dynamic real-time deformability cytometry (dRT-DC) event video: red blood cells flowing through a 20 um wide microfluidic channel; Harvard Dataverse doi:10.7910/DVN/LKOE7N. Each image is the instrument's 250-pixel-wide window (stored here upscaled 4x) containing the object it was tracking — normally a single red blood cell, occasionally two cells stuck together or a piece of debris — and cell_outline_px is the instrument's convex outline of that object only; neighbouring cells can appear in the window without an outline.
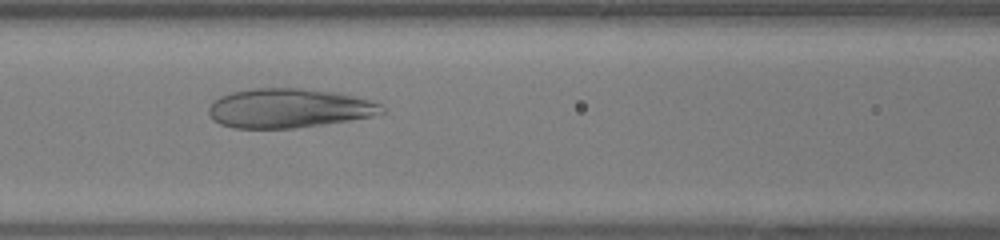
{"species": "human", "species_latin": "Homo sapiens", "temperature_condition": "warm", "stored_images_in_passage": 50, "camera_frame_rate_fps": 3000, "um_per_image_px": 0.085, "donor": {"sex": "female"}, "frame": {"image": 1, "passage_image": 20, "time_ms": 6.333, "image_size_px": [1000, 240], "cell_outline_px": [[384, 112], [372, 116], [348, 120], [296, 128], [236, 128], [220, 124], [212, 120], [208, 112], [208, 108], [220, 96], [232, 92], [252, 88], [300, 88], [332, 92], [372, 100], [380, 104]], "centroid_in_image_um": [24.51, 9.2], "position_along_channel_um": 142.1, "area_um2": 39.3}}
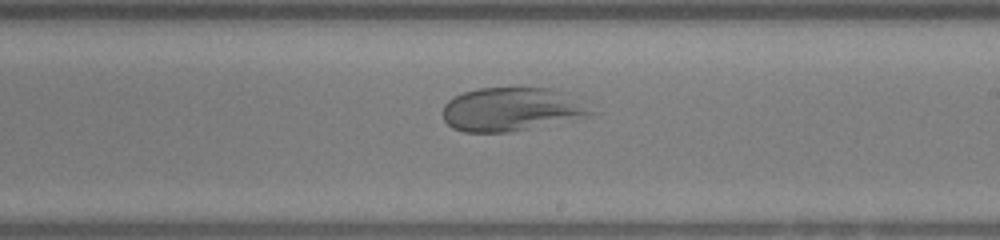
{"frame": {"image": 2, "passage_image": 28, "time_ms": 9.0, "image_size_px": [1000, 240], "cell_outline_px": [[592, 116], [508, 132], [464, 132], [452, 128], [444, 120], [444, 104], [448, 100], [464, 92], [476, 88], [552, 88], [560, 92], [592, 112]], "centroid_in_image_um": [43.36, 9.3], "position_along_channel_um": 245.6, "area_um2": 36.7}}
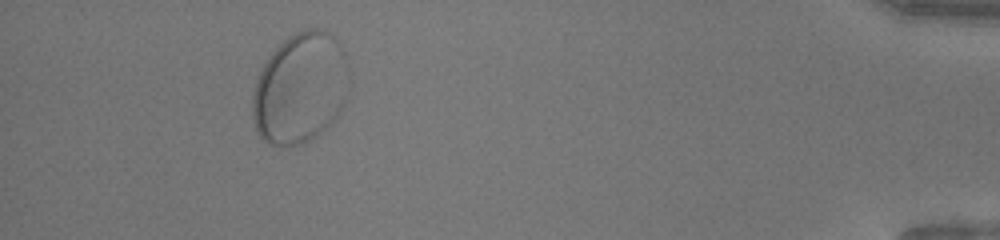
{"frame": {"image": 3, "passage_image": 46, "time_ms": 15.0, "image_size_px": [1000, 240], "cell_outline_px": [[348, 100], [336, 120], [316, 136], [304, 144], [288, 148], [272, 144], [264, 140], [256, 132], [252, 116], [252, 96], [256, 80], [264, 64], [272, 52], [288, 36], [296, 32], [308, 28], [316, 28], [328, 32], [336, 36], [344, 52], [348, 88]], "centroid_in_image_um": [25.53, 7.54], "position_along_channel_um": 409.7, "area_um2": 63.12}}